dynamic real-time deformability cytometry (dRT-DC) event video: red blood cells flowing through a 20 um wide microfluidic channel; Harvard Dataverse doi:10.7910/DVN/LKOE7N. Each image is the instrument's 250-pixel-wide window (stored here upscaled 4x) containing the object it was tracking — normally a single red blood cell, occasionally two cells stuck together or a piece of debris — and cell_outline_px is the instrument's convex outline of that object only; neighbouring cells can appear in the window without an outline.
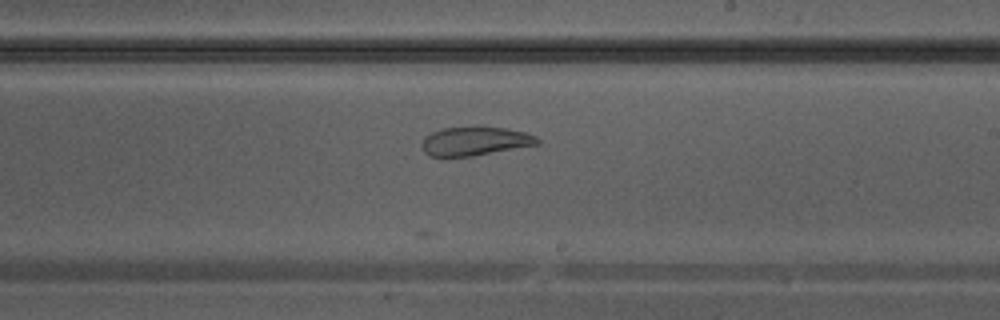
{"species": "Egyptian fruit bat (a non-hibernating species)", "species_latin": "Rousettus aegyptiacus", "temperature_condition": "warm", "stored_images_in_passage": 23, "camera_frame_rate_fps": 3000, "um_per_image_px": 0.085, "animal": {"sex": "male"}, "frame": {"image": 1, "passage_image": 13, "time_ms": 4.0, "image_size_px": [1000, 320], "cell_outline_px": [[540, 144], [472, 156], [448, 160], [428, 156], [424, 152], [420, 144], [424, 136], [440, 128], [476, 124], [504, 128], [524, 132], [536, 136], [540, 140]], "centroid_in_image_um": [40.27, 12.0], "position_along_channel_um": 248.7, "area_um2": 20.69}}